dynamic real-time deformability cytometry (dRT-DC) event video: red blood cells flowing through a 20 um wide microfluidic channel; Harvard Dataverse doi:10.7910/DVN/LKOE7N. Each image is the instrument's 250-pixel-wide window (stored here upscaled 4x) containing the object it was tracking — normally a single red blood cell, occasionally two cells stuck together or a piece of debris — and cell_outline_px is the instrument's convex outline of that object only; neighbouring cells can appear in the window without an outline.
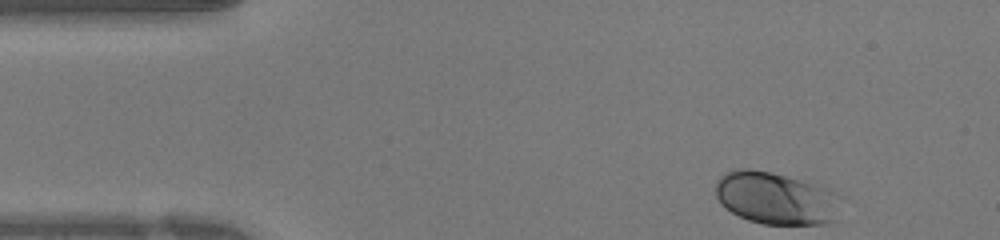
{"species": "human", "species_latin": "Homo sapiens", "temperature_condition": "warm", "stored_images_in_passage": 31, "camera_frame_rate_fps": 3000, "um_per_image_px": 0.085, "donor": {"sex": "female"}, "frame": {"image": 1, "passage_image": 1, "time_ms": 0.0, "image_size_px": [1000, 240], "cell_outline_px": [[840, 196], [836, 220], [824, 224], [764, 224], [748, 220], [732, 212], [720, 204], [716, 196], [716, 180], [720, 176], [736, 168], [748, 168], [772, 172], [816, 184], [828, 188]], "centroid_in_image_um": [65.94, 16.84], "position_along_channel_um": 19.1, "area_um2": 38.38}}
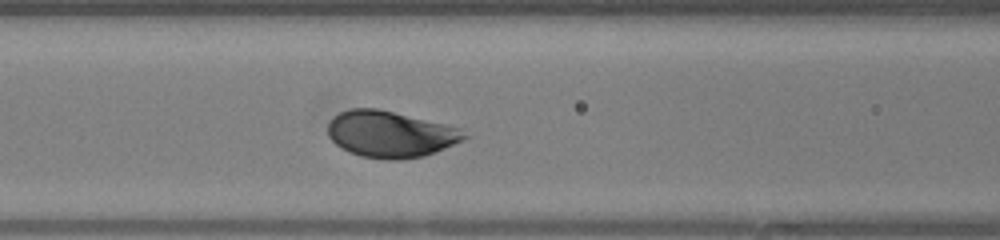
{"frame": {"image": 2, "passage_image": 13, "time_ms": 4.0, "image_size_px": [1000, 240], "cell_outline_px": [[472, 136], [464, 140], [436, 152], [424, 156], [400, 160], [388, 160], [360, 156], [348, 152], [340, 148], [328, 136], [328, 124], [332, 116], [348, 108], [376, 108], [444, 124], [460, 128]], "centroid_in_image_um": [33.18, 11.42], "position_along_channel_um": 133.4, "area_um2": 37.17}}
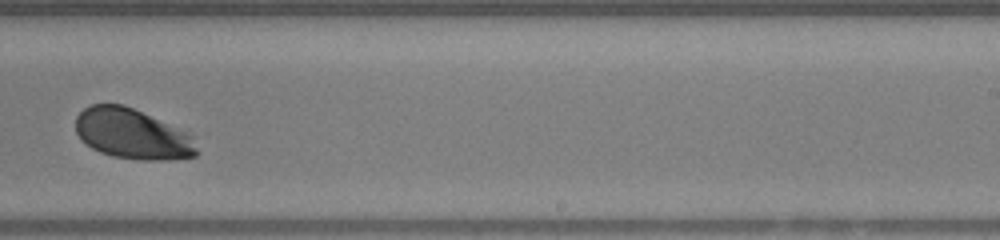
{"frame": {"image": 3, "passage_image": 22, "time_ms": 7.0, "image_size_px": [1000, 240], "cell_outline_px": [[200, 152], [196, 156], [168, 160], [140, 160], [112, 156], [100, 152], [92, 148], [80, 140], [76, 132], [76, 116], [84, 108], [92, 104], [124, 104], [184, 132], [192, 136]], "centroid_in_image_um": [11.22, 11.41], "position_along_channel_um": 277.8, "area_um2": 35.32}}